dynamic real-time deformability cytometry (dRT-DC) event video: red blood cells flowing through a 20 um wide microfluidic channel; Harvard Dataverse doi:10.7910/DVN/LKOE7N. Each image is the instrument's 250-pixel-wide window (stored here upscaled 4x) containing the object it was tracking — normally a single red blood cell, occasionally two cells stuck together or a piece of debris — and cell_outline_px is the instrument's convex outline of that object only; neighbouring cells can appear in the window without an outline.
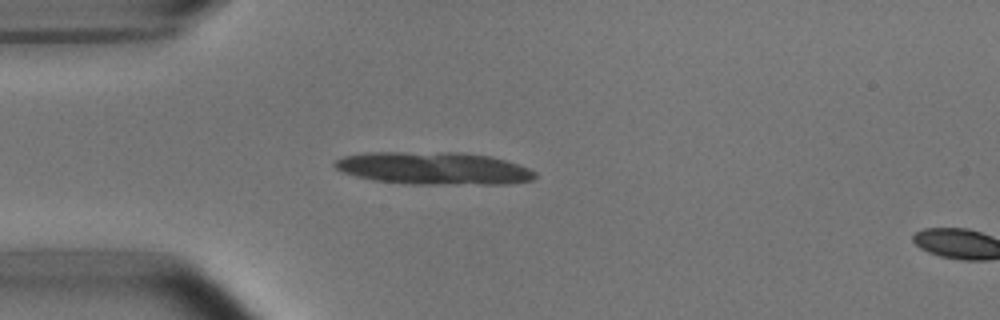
{"species": "common noctule bat (a hibernating species)", "species_latin": "Nyctalus noctula", "temperature_condition": "room temperature", "stored_images_in_passage": 3, "camera_frame_rate_fps": 3000, "um_per_image_px": 0.085, "animal": {"sex": "male", "body_mass_g": 15.6}, "frame": {"image": 1, "passage_image": 2, "time_ms": 0.333, "image_size_px": [1000, 320], "cell_outline_px": [[448, 180], [412, 180], [380, 176], [348, 168], [340, 164], [348, 160], [372, 156], [404, 156], [420, 160], [428, 164], [448, 176]], "centroid_in_image_um": [33.67, 14.27], "position_along_channel_um": 51.3, "area_um2": 12.31}}